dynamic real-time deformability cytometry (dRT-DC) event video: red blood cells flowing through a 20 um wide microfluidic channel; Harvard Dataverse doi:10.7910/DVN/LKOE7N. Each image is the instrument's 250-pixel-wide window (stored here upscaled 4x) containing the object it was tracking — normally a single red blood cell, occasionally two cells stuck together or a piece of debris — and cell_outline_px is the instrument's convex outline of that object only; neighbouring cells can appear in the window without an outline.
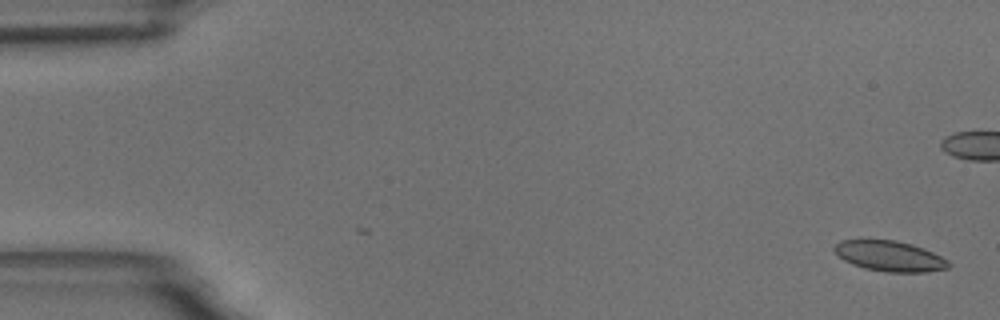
{"species": "common noctule bat (a hibernating species)", "species_latin": "Nyctalus noctula", "temperature_condition": "room temperature", "stored_images_in_passage": 58, "camera_frame_rate_fps": 3000, "um_per_image_px": 0.085, "animal": {"sex": "male", "body_mass_g": 18.8}, "frame": {"image": 1, "passage_image": 1, "time_ms": 0.0, "image_size_px": [1000, 320], "cell_outline_px": [[952, 264], [948, 268], [928, 272], [884, 272], [864, 268], [852, 264], [844, 260], [832, 248], [840, 240], [896, 240], [912, 244], [924, 248], [948, 260]], "centroid_in_image_um": [75.65, 21.77], "position_along_channel_um": 9.4, "area_um2": 20.29}}
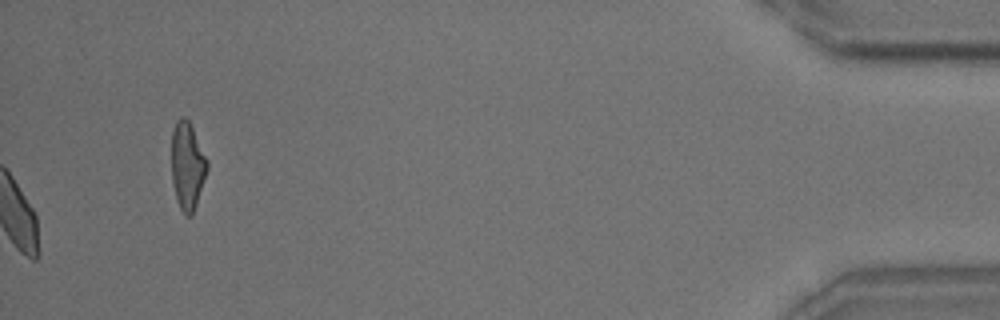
{"frame": {"image": 2, "passage_image": 58, "time_ms": 19.0, "image_size_px": [1000, 320], "cell_outline_px": [[208, 168], [192, 216], [184, 216], [180, 208], [176, 196], [172, 180], [172, 132], [176, 120], [180, 116], [184, 116], [188, 120], [208, 160]], "centroid_in_image_um": [15.92, 14.09], "position_along_channel_um": 419.3, "area_um2": 18.03}, "authors_computed_cell_mechanics": {"area_um2": 20.3745, "velocity_mm_per_s": 3.5028, "shape_relaxation_time_tau1_ms": 3.9118, "shape_relaxation_time_tau2_ms": 1.1542, "deformation_change_tau1": 0.0945, "deformation_change_tau2": 0.0451}}